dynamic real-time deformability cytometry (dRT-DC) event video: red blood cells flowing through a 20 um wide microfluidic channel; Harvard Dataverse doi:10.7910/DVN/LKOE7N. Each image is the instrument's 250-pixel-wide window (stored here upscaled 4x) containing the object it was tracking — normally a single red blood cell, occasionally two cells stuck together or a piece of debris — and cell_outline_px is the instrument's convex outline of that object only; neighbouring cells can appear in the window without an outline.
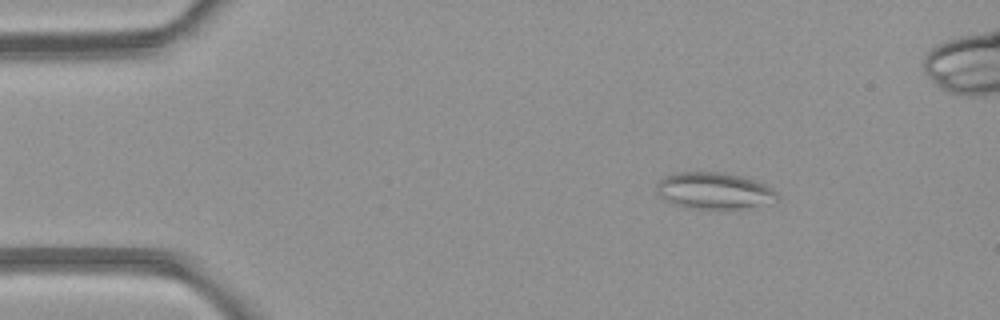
{"species": "common noctule bat (a hibernating species)", "species_latin": "Nyctalus noctula", "temperature_condition": "room temperature", "stored_images_in_passage": 5, "camera_frame_rate_fps": 3000, "um_per_image_px": 0.085, "animal": {"sex": "female", "body_mass_g": 21.9}, "frame": {"image": 1, "passage_image": 2, "time_ms": 2.0, "image_size_px": [1000, 320], "cell_outline_px": [[780, 200], [772, 204], [740, 208], [692, 208], [676, 204], [660, 196], [656, 192], [656, 184], [664, 176], [676, 172], [724, 172], [744, 176], [756, 180], [772, 188], [780, 196]], "centroid_in_image_um": [60.77, 16.19], "position_along_channel_um": 24.2, "area_um2": 25.89}}